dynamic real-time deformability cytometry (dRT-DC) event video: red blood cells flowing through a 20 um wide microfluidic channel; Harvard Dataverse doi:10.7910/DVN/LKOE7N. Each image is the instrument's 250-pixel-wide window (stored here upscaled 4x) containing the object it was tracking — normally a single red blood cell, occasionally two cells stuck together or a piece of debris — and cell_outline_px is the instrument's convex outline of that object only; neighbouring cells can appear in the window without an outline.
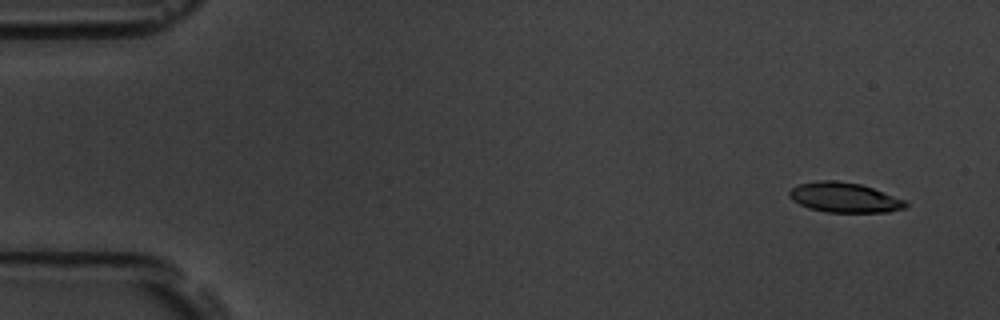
{"species": "common noctule bat (a hibernating species)", "species_latin": "Nyctalus noctula", "temperature_condition": "room temperature", "stored_images_in_passage": 5, "camera_frame_rate_fps": 3000, "um_per_image_px": 0.085, "animal": {"sex": "male", "body_mass_g": 19.5, "forearm_length_mm": 54.6}, "frame": {"image": 1, "passage_image": 2, "time_ms": 1.0, "image_size_px": [1000, 320], "cell_outline_px": [[908, 204], [904, 208], [888, 212], [824, 212], [808, 208], [792, 200], [788, 196], [788, 192], [792, 188], [800, 184], [816, 180], [836, 180], [860, 184], [872, 188], [904, 200]], "centroid_in_image_um": [71.72, 16.79], "position_along_channel_um": 13.3, "area_um2": 20.17}}